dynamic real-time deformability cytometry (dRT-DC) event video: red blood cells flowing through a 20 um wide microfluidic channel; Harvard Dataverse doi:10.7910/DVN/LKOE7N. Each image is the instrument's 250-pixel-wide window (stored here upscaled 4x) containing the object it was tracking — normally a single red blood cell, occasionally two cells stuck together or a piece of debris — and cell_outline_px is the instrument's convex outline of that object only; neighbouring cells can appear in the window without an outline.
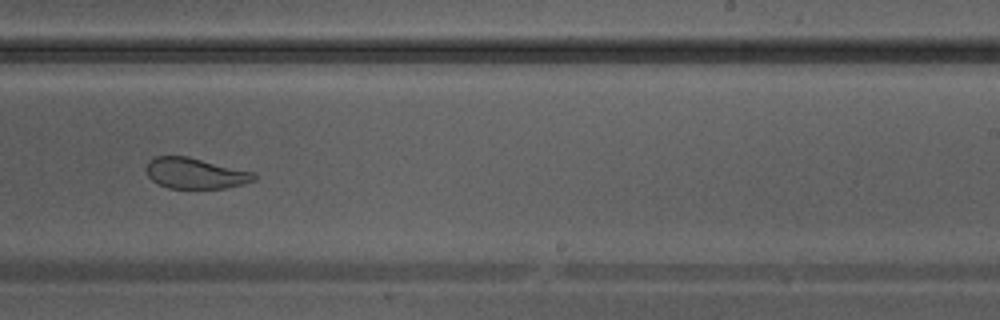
{"species": "Egyptian fruit bat (a non-hibernating species)", "species_latin": "Rousettus aegyptiacus", "temperature_condition": "warm", "stored_images_in_passage": 31, "camera_frame_rate_fps": 3000, "um_per_image_px": 0.085, "animal": {"sex": "male"}, "frame": {"image": 1, "passage_image": 26, "time_ms": 8.333, "image_size_px": [1000, 320], "cell_outline_px": [[256, 180], [244, 184], [224, 188], [168, 188], [152, 180], [148, 176], [144, 168], [148, 160], [156, 156], [188, 156], [256, 172]], "centroid_in_image_um": [16.61, 14.72], "position_along_channel_um": 272.4, "area_um2": 19.59}}